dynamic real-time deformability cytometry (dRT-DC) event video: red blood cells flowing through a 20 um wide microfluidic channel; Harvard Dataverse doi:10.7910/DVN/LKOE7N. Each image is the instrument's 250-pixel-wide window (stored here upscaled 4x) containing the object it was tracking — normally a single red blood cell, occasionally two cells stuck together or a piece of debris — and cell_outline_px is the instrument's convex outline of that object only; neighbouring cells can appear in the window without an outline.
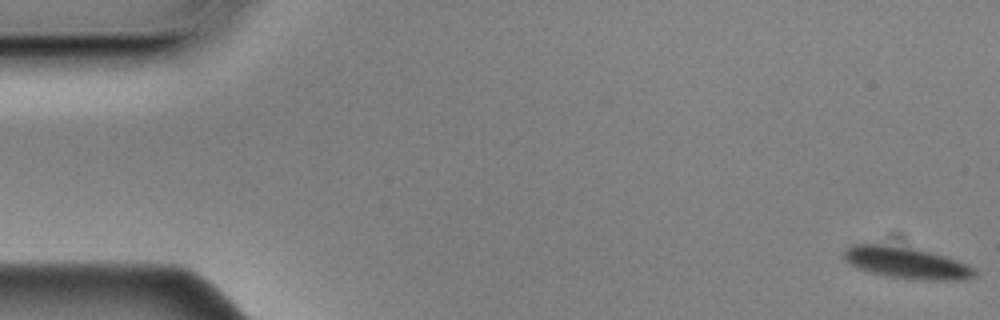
{"species": "Egyptian fruit bat (a non-hibernating species)", "species_latin": "Rousettus aegyptiacus", "temperature_condition": "cold", "stored_images_in_passage": 14, "camera_frame_rate_fps": 3000, "um_per_image_px": 0.085, "animal": {"sex": "male"}, "frame": {"image": 1, "passage_image": 1, "time_ms": 0.0, "image_size_px": [1000, 320], "cell_outline_px": [[976, 276], [968, 280], [920, 280], [888, 276], [856, 268], [848, 264], [844, 260], [844, 252], [852, 244], [880, 244], [912, 248], [944, 256], [956, 260], [976, 268]], "centroid_in_image_um": [77.07, 22.36], "position_along_channel_um": 7.9, "area_um2": 23.93}}
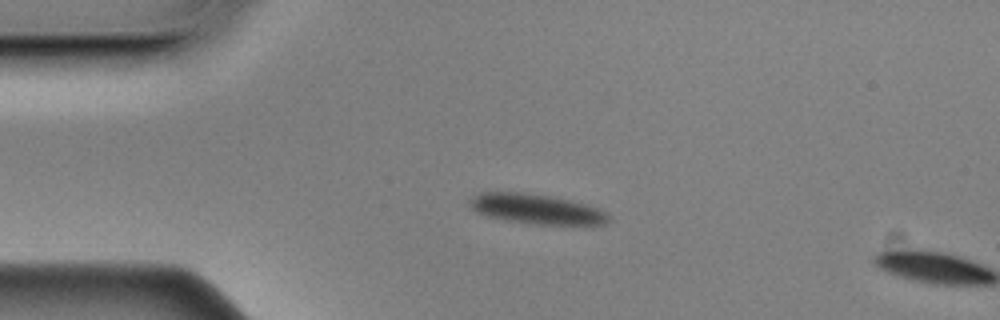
{"frame": {"image": 2, "passage_image": 13, "time_ms": 4.0, "image_size_px": [1000, 320], "cell_outline_px": [[608, 224], [592, 228], [584, 228], [528, 224], [504, 220], [488, 216], [476, 212], [468, 204], [468, 200], [472, 196], [480, 192], [520, 192], [552, 196], [584, 204], [596, 208], [604, 212], [608, 216]], "centroid_in_image_um": [45.67, 17.83], "position_along_channel_um": 39.3, "area_um2": 25.32}}